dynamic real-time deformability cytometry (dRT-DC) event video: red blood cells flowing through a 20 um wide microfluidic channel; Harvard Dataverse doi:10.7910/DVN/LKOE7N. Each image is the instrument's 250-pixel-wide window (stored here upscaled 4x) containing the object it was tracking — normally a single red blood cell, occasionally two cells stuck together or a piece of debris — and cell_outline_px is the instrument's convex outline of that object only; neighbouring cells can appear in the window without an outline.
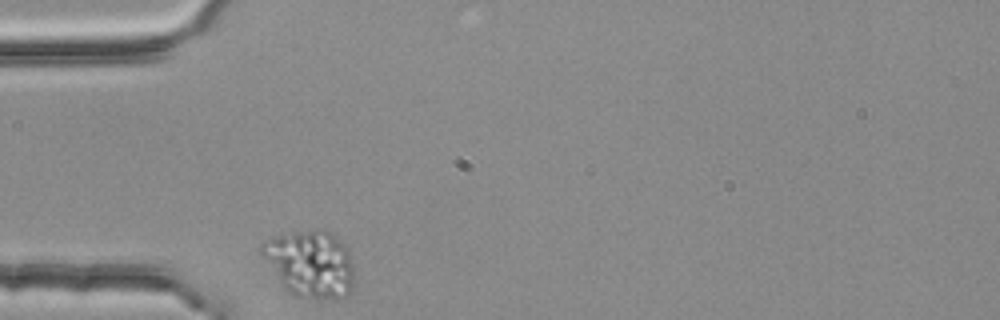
{"species": "common noctule bat (a hibernating species)", "species_latin": "Nyctalus noctula", "temperature_condition": "room temperature", "stored_images_in_passage": 1, "camera_frame_rate_fps": 3000, "um_per_image_px": 0.085, "animal": {"sex": "female", "body_mass_g": 25.1}, "frame": {"image": 1, "passage_image": 1, "time_ms": 0.0, "image_size_px": [1000, 320], "cell_outline_px": [[352, 288], [344, 296], [336, 300], [332, 300], [296, 296], [288, 292], [284, 288], [260, 252], [260, 244], [264, 240], [292, 232], [316, 228], [320, 228], [328, 232], [344, 244], [348, 252], [352, 264]], "centroid_in_image_um": [26.35, 22.42], "position_along_channel_um": 58.6, "area_um2": 35.84}}